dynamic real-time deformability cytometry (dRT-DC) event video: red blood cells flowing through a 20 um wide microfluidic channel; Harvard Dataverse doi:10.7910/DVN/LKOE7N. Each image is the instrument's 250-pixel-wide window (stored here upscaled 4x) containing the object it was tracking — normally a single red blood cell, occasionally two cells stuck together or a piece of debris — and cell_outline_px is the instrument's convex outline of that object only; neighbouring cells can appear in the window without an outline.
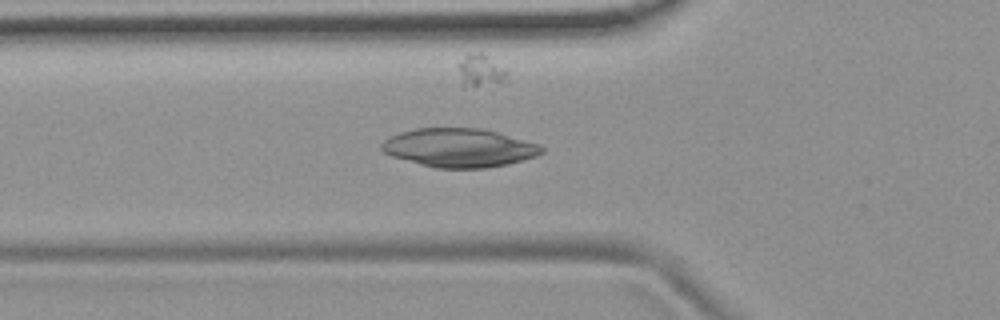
{"species": "common noctule bat (a hibernating species)", "species_latin": "Nyctalus noctula", "temperature_condition": "room temperature", "stored_images_in_passage": 40, "camera_frame_rate_fps": 3000, "um_per_image_px": 0.085, "animal": {"sex": "female", "body_mass_g": 19.9}, "frame": {"image": 1, "passage_image": 9, "time_ms": 2.667, "image_size_px": [1000, 320], "cell_outline_px": [[544, 152], [536, 156], [508, 164], [484, 168], [436, 168], [420, 164], [392, 156], [384, 152], [380, 148], [380, 144], [384, 140], [400, 132], [416, 128], [480, 128], [496, 132], [540, 144], [544, 148]], "centroid_in_image_um": [39.03, 12.56], "position_along_channel_um": 86.8, "area_um2": 35.95}}
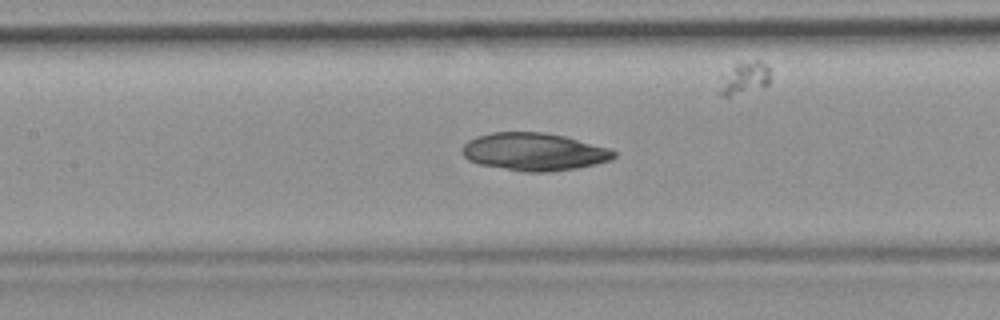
{"frame": {"image": 2, "passage_image": 15, "time_ms": 4.667, "image_size_px": [1000, 320], "cell_outline_px": [[616, 156], [612, 160], [596, 164], [576, 168], [548, 172], [524, 172], [480, 164], [468, 160], [460, 152], [460, 148], [468, 140], [476, 136], [492, 132], [544, 132], [564, 136], [608, 148], [616, 152]], "centroid_in_image_um": [45.36, 12.9], "position_along_channel_um": 162.0, "area_um2": 33.41}}
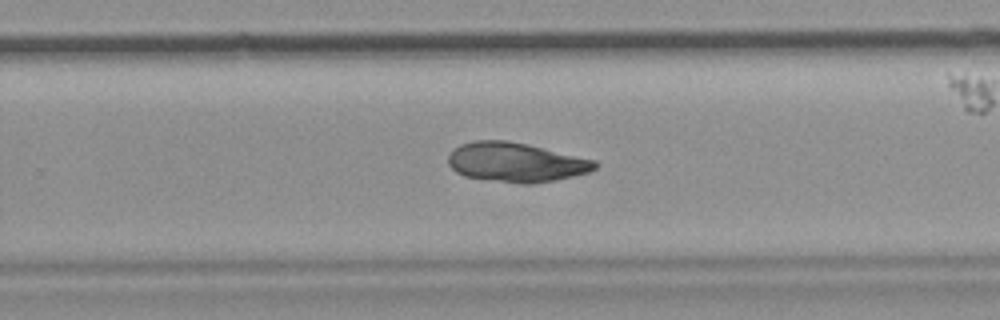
{"frame": {"image": 3, "passage_image": 25, "time_ms": 8.0, "image_size_px": [1000, 320], "cell_outline_px": [[596, 168], [588, 172], [556, 180], [532, 184], [524, 184], [464, 176], [456, 172], [448, 164], [448, 156], [452, 148], [460, 144], [476, 140], [504, 140], [528, 144], [596, 160]], "centroid_in_image_um": [43.83, 13.78], "position_along_channel_um": 286.0, "area_um2": 33.64}}